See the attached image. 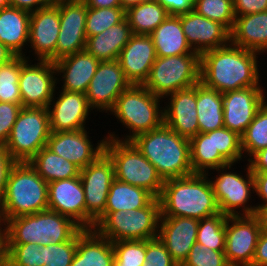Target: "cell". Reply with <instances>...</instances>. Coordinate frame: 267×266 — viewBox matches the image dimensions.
<instances>
[{
    "label": "cell",
    "instance_id": "6da1fadb",
    "mask_svg": "<svg viewBox=\"0 0 267 266\" xmlns=\"http://www.w3.org/2000/svg\"><path fill=\"white\" fill-rule=\"evenodd\" d=\"M257 52L229 43L200 55V82L220 93L261 86Z\"/></svg>",
    "mask_w": 267,
    "mask_h": 266
},
{
    "label": "cell",
    "instance_id": "7a4b0ae2",
    "mask_svg": "<svg viewBox=\"0 0 267 266\" xmlns=\"http://www.w3.org/2000/svg\"><path fill=\"white\" fill-rule=\"evenodd\" d=\"M209 174L165 180L159 197L161 217H189L197 220L220 213Z\"/></svg>",
    "mask_w": 267,
    "mask_h": 266
},
{
    "label": "cell",
    "instance_id": "3957f363",
    "mask_svg": "<svg viewBox=\"0 0 267 266\" xmlns=\"http://www.w3.org/2000/svg\"><path fill=\"white\" fill-rule=\"evenodd\" d=\"M131 142L155 166L162 179L194 174L191 166L190 140L164 123L136 136Z\"/></svg>",
    "mask_w": 267,
    "mask_h": 266
},
{
    "label": "cell",
    "instance_id": "277c9868",
    "mask_svg": "<svg viewBox=\"0 0 267 266\" xmlns=\"http://www.w3.org/2000/svg\"><path fill=\"white\" fill-rule=\"evenodd\" d=\"M48 210V183L29 162H17L11 169L0 201V221Z\"/></svg>",
    "mask_w": 267,
    "mask_h": 266
},
{
    "label": "cell",
    "instance_id": "5b68a950",
    "mask_svg": "<svg viewBox=\"0 0 267 266\" xmlns=\"http://www.w3.org/2000/svg\"><path fill=\"white\" fill-rule=\"evenodd\" d=\"M161 99L143 85H131L117 98L109 112L128 128L130 133L120 138L114 132H108L106 138L131 141L140 134L160 127L164 123Z\"/></svg>",
    "mask_w": 267,
    "mask_h": 266
},
{
    "label": "cell",
    "instance_id": "8992f818",
    "mask_svg": "<svg viewBox=\"0 0 267 266\" xmlns=\"http://www.w3.org/2000/svg\"><path fill=\"white\" fill-rule=\"evenodd\" d=\"M5 225L8 244L47 246L70 241L82 228L67 216L45 210L9 219Z\"/></svg>",
    "mask_w": 267,
    "mask_h": 266
},
{
    "label": "cell",
    "instance_id": "52a82bcc",
    "mask_svg": "<svg viewBox=\"0 0 267 266\" xmlns=\"http://www.w3.org/2000/svg\"><path fill=\"white\" fill-rule=\"evenodd\" d=\"M161 204L155 198L148 206L131 211L104 212L94 229L111 242L120 240H150L158 237Z\"/></svg>",
    "mask_w": 267,
    "mask_h": 266
},
{
    "label": "cell",
    "instance_id": "ba28073f",
    "mask_svg": "<svg viewBox=\"0 0 267 266\" xmlns=\"http://www.w3.org/2000/svg\"><path fill=\"white\" fill-rule=\"evenodd\" d=\"M104 152L113 162L115 178L133 186L142 187L159 198L164 180L155 166L131 141L107 138Z\"/></svg>",
    "mask_w": 267,
    "mask_h": 266
},
{
    "label": "cell",
    "instance_id": "9c48e42d",
    "mask_svg": "<svg viewBox=\"0 0 267 266\" xmlns=\"http://www.w3.org/2000/svg\"><path fill=\"white\" fill-rule=\"evenodd\" d=\"M199 82L200 55L183 54L156 57L143 86L164 99L169 94L191 88Z\"/></svg>",
    "mask_w": 267,
    "mask_h": 266
},
{
    "label": "cell",
    "instance_id": "30bf717a",
    "mask_svg": "<svg viewBox=\"0 0 267 266\" xmlns=\"http://www.w3.org/2000/svg\"><path fill=\"white\" fill-rule=\"evenodd\" d=\"M50 134L47 108L22 107L5 146L16 162H29L47 146Z\"/></svg>",
    "mask_w": 267,
    "mask_h": 266
},
{
    "label": "cell",
    "instance_id": "8fae6325",
    "mask_svg": "<svg viewBox=\"0 0 267 266\" xmlns=\"http://www.w3.org/2000/svg\"><path fill=\"white\" fill-rule=\"evenodd\" d=\"M233 165L235 164L213 169L212 171H218V175L209 178L219 210L227 216L255 215L256 205L248 204L251 194L255 193L254 177L249 163L246 165L247 170L244 169L247 173L244 176L241 173L231 172L230 169ZM245 176L246 178H244Z\"/></svg>",
    "mask_w": 267,
    "mask_h": 266
},
{
    "label": "cell",
    "instance_id": "7c38bea8",
    "mask_svg": "<svg viewBox=\"0 0 267 266\" xmlns=\"http://www.w3.org/2000/svg\"><path fill=\"white\" fill-rule=\"evenodd\" d=\"M86 202V229H94L95 221L104 213L110 186L115 179L112 160L104 152L80 170Z\"/></svg>",
    "mask_w": 267,
    "mask_h": 266
},
{
    "label": "cell",
    "instance_id": "4fadbf2b",
    "mask_svg": "<svg viewBox=\"0 0 267 266\" xmlns=\"http://www.w3.org/2000/svg\"><path fill=\"white\" fill-rule=\"evenodd\" d=\"M58 79L54 62L39 60L33 65L31 60L21 56L19 89L22 107L47 108L57 88L56 85L60 82Z\"/></svg>",
    "mask_w": 267,
    "mask_h": 266
},
{
    "label": "cell",
    "instance_id": "5bb4252c",
    "mask_svg": "<svg viewBox=\"0 0 267 266\" xmlns=\"http://www.w3.org/2000/svg\"><path fill=\"white\" fill-rule=\"evenodd\" d=\"M225 230L224 254L229 266H251L261 233L257 217L227 216Z\"/></svg>",
    "mask_w": 267,
    "mask_h": 266
},
{
    "label": "cell",
    "instance_id": "9a60e30c",
    "mask_svg": "<svg viewBox=\"0 0 267 266\" xmlns=\"http://www.w3.org/2000/svg\"><path fill=\"white\" fill-rule=\"evenodd\" d=\"M130 86L117 59L100 61L86 92L88 104L92 110L108 113Z\"/></svg>",
    "mask_w": 267,
    "mask_h": 266
},
{
    "label": "cell",
    "instance_id": "2e32d148",
    "mask_svg": "<svg viewBox=\"0 0 267 266\" xmlns=\"http://www.w3.org/2000/svg\"><path fill=\"white\" fill-rule=\"evenodd\" d=\"M59 6L60 33L56 44V61L85 50L87 5L84 0H56Z\"/></svg>",
    "mask_w": 267,
    "mask_h": 266
},
{
    "label": "cell",
    "instance_id": "e0dca14e",
    "mask_svg": "<svg viewBox=\"0 0 267 266\" xmlns=\"http://www.w3.org/2000/svg\"><path fill=\"white\" fill-rule=\"evenodd\" d=\"M262 86L246 87L222 93L224 127L242 136L266 101Z\"/></svg>",
    "mask_w": 267,
    "mask_h": 266
},
{
    "label": "cell",
    "instance_id": "ac0fdd59",
    "mask_svg": "<svg viewBox=\"0 0 267 266\" xmlns=\"http://www.w3.org/2000/svg\"><path fill=\"white\" fill-rule=\"evenodd\" d=\"M60 33L59 6L52 5L40 8L30 14L28 47L34 51L37 61H56V44Z\"/></svg>",
    "mask_w": 267,
    "mask_h": 266
},
{
    "label": "cell",
    "instance_id": "d6986e66",
    "mask_svg": "<svg viewBox=\"0 0 267 266\" xmlns=\"http://www.w3.org/2000/svg\"><path fill=\"white\" fill-rule=\"evenodd\" d=\"M48 104L51 132L75 131L85 129L89 113L93 111L86 94L59 89ZM61 91V92H60ZM56 101V102H55Z\"/></svg>",
    "mask_w": 267,
    "mask_h": 266
},
{
    "label": "cell",
    "instance_id": "ffe728a7",
    "mask_svg": "<svg viewBox=\"0 0 267 266\" xmlns=\"http://www.w3.org/2000/svg\"><path fill=\"white\" fill-rule=\"evenodd\" d=\"M86 129L75 131L51 132L47 141V147L55 154L63 157L71 163H74L80 169L95 161L102 153L106 136L98 140L97 146L92 144L91 137Z\"/></svg>",
    "mask_w": 267,
    "mask_h": 266
},
{
    "label": "cell",
    "instance_id": "44dd1931",
    "mask_svg": "<svg viewBox=\"0 0 267 266\" xmlns=\"http://www.w3.org/2000/svg\"><path fill=\"white\" fill-rule=\"evenodd\" d=\"M180 20L189 45L199 55L230 43V31L224 25L194 10L181 14Z\"/></svg>",
    "mask_w": 267,
    "mask_h": 266
},
{
    "label": "cell",
    "instance_id": "7402d4cb",
    "mask_svg": "<svg viewBox=\"0 0 267 266\" xmlns=\"http://www.w3.org/2000/svg\"><path fill=\"white\" fill-rule=\"evenodd\" d=\"M48 209L86 229V202L80 176L48 183Z\"/></svg>",
    "mask_w": 267,
    "mask_h": 266
},
{
    "label": "cell",
    "instance_id": "603a6c76",
    "mask_svg": "<svg viewBox=\"0 0 267 266\" xmlns=\"http://www.w3.org/2000/svg\"><path fill=\"white\" fill-rule=\"evenodd\" d=\"M156 57L151 36L133 34L117 60L131 85H143Z\"/></svg>",
    "mask_w": 267,
    "mask_h": 266
},
{
    "label": "cell",
    "instance_id": "cb8c5ba5",
    "mask_svg": "<svg viewBox=\"0 0 267 266\" xmlns=\"http://www.w3.org/2000/svg\"><path fill=\"white\" fill-rule=\"evenodd\" d=\"M169 97V98H168ZM165 98L169 100L163 108L164 124L187 139L199 133L196 109V85L176 91Z\"/></svg>",
    "mask_w": 267,
    "mask_h": 266
},
{
    "label": "cell",
    "instance_id": "d4e9b609",
    "mask_svg": "<svg viewBox=\"0 0 267 266\" xmlns=\"http://www.w3.org/2000/svg\"><path fill=\"white\" fill-rule=\"evenodd\" d=\"M199 220L189 217H161L158 238L181 266L196 242Z\"/></svg>",
    "mask_w": 267,
    "mask_h": 266
},
{
    "label": "cell",
    "instance_id": "484cf974",
    "mask_svg": "<svg viewBox=\"0 0 267 266\" xmlns=\"http://www.w3.org/2000/svg\"><path fill=\"white\" fill-rule=\"evenodd\" d=\"M99 63L100 61L86 50L55 61L56 76L60 75V80L63 81L62 90L86 94Z\"/></svg>",
    "mask_w": 267,
    "mask_h": 266
},
{
    "label": "cell",
    "instance_id": "4316f807",
    "mask_svg": "<svg viewBox=\"0 0 267 266\" xmlns=\"http://www.w3.org/2000/svg\"><path fill=\"white\" fill-rule=\"evenodd\" d=\"M230 43L261 55L267 53V11L236 16Z\"/></svg>",
    "mask_w": 267,
    "mask_h": 266
},
{
    "label": "cell",
    "instance_id": "83f0119b",
    "mask_svg": "<svg viewBox=\"0 0 267 266\" xmlns=\"http://www.w3.org/2000/svg\"><path fill=\"white\" fill-rule=\"evenodd\" d=\"M70 266H114L112 242L95 229L77 233L76 254Z\"/></svg>",
    "mask_w": 267,
    "mask_h": 266
},
{
    "label": "cell",
    "instance_id": "f1b7e54d",
    "mask_svg": "<svg viewBox=\"0 0 267 266\" xmlns=\"http://www.w3.org/2000/svg\"><path fill=\"white\" fill-rule=\"evenodd\" d=\"M30 14L27 10L12 6L0 10V43L28 60L30 58L23 50L29 44Z\"/></svg>",
    "mask_w": 267,
    "mask_h": 266
},
{
    "label": "cell",
    "instance_id": "f546056e",
    "mask_svg": "<svg viewBox=\"0 0 267 266\" xmlns=\"http://www.w3.org/2000/svg\"><path fill=\"white\" fill-rule=\"evenodd\" d=\"M132 35L131 26L125 17L100 34L88 37L85 50L99 61L116 60Z\"/></svg>",
    "mask_w": 267,
    "mask_h": 266
},
{
    "label": "cell",
    "instance_id": "4dcf8cb0",
    "mask_svg": "<svg viewBox=\"0 0 267 266\" xmlns=\"http://www.w3.org/2000/svg\"><path fill=\"white\" fill-rule=\"evenodd\" d=\"M150 36L157 57L198 54L187 41L182 30L180 15H169Z\"/></svg>",
    "mask_w": 267,
    "mask_h": 266
},
{
    "label": "cell",
    "instance_id": "1f68e13d",
    "mask_svg": "<svg viewBox=\"0 0 267 266\" xmlns=\"http://www.w3.org/2000/svg\"><path fill=\"white\" fill-rule=\"evenodd\" d=\"M196 109L199 133H207L224 127L222 93L196 84Z\"/></svg>",
    "mask_w": 267,
    "mask_h": 266
},
{
    "label": "cell",
    "instance_id": "d6a6232c",
    "mask_svg": "<svg viewBox=\"0 0 267 266\" xmlns=\"http://www.w3.org/2000/svg\"><path fill=\"white\" fill-rule=\"evenodd\" d=\"M155 198L148 190L115 178L109 189L104 212L137 210L148 206Z\"/></svg>",
    "mask_w": 267,
    "mask_h": 266
},
{
    "label": "cell",
    "instance_id": "836d02e7",
    "mask_svg": "<svg viewBox=\"0 0 267 266\" xmlns=\"http://www.w3.org/2000/svg\"><path fill=\"white\" fill-rule=\"evenodd\" d=\"M29 164L47 183L78 177L80 168L44 146Z\"/></svg>",
    "mask_w": 267,
    "mask_h": 266
},
{
    "label": "cell",
    "instance_id": "e575fe53",
    "mask_svg": "<svg viewBox=\"0 0 267 266\" xmlns=\"http://www.w3.org/2000/svg\"><path fill=\"white\" fill-rule=\"evenodd\" d=\"M191 166L193 173L208 174L209 169L220 168L230 163L215 150L213 131L198 133L190 139Z\"/></svg>",
    "mask_w": 267,
    "mask_h": 266
},
{
    "label": "cell",
    "instance_id": "d590c367",
    "mask_svg": "<svg viewBox=\"0 0 267 266\" xmlns=\"http://www.w3.org/2000/svg\"><path fill=\"white\" fill-rule=\"evenodd\" d=\"M168 16V11L156 0L142 2L125 11L135 35H150Z\"/></svg>",
    "mask_w": 267,
    "mask_h": 266
},
{
    "label": "cell",
    "instance_id": "8d00e7d4",
    "mask_svg": "<svg viewBox=\"0 0 267 266\" xmlns=\"http://www.w3.org/2000/svg\"><path fill=\"white\" fill-rule=\"evenodd\" d=\"M267 147V101L257 111L254 119L241 136L243 156L247 154V161L258 151Z\"/></svg>",
    "mask_w": 267,
    "mask_h": 266
},
{
    "label": "cell",
    "instance_id": "74e56055",
    "mask_svg": "<svg viewBox=\"0 0 267 266\" xmlns=\"http://www.w3.org/2000/svg\"><path fill=\"white\" fill-rule=\"evenodd\" d=\"M227 215L221 212L199 220L196 242L215 251L225 250Z\"/></svg>",
    "mask_w": 267,
    "mask_h": 266
},
{
    "label": "cell",
    "instance_id": "f35d334b",
    "mask_svg": "<svg viewBox=\"0 0 267 266\" xmlns=\"http://www.w3.org/2000/svg\"><path fill=\"white\" fill-rule=\"evenodd\" d=\"M21 71V56H16L10 62L0 66V102L22 105L19 89Z\"/></svg>",
    "mask_w": 267,
    "mask_h": 266
},
{
    "label": "cell",
    "instance_id": "ab89813d",
    "mask_svg": "<svg viewBox=\"0 0 267 266\" xmlns=\"http://www.w3.org/2000/svg\"><path fill=\"white\" fill-rule=\"evenodd\" d=\"M193 10L210 20L224 25L229 31L235 22L233 0H195Z\"/></svg>",
    "mask_w": 267,
    "mask_h": 266
},
{
    "label": "cell",
    "instance_id": "60d3db41",
    "mask_svg": "<svg viewBox=\"0 0 267 266\" xmlns=\"http://www.w3.org/2000/svg\"><path fill=\"white\" fill-rule=\"evenodd\" d=\"M125 18L122 7L91 8L87 6L86 38L100 34Z\"/></svg>",
    "mask_w": 267,
    "mask_h": 266
},
{
    "label": "cell",
    "instance_id": "b9f144b4",
    "mask_svg": "<svg viewBox=\"0 0 267 266\" xmlns=\"http://www.w3.org/2000/svg\"><path fill=\"white\" fill-rule=\"evenodd\" d=\"M114 266H143L146 255V240L114 241Z\"/></svg>",
    "mask_w": 267,
    "mask_h": 266
},
{
    "label": "cell",
    "instance_id": "7bdbcfd3",
    "mask_svg": "<svg viewBox=\"0 0 267 266\" xmlns=\"http://www.w3.org/2000/svg\"><path fill=\"white\" fill-rule=\"evenodd\" d=\"M213 144L215 150H218L230 164H236L245 158L241 149V136L226 127L213 131Z\"/></svg>",
    "mask_w": 267,
    "mask_h": 266
},
{
    "label": "cell",
    "instance_id": "ee69618b",
    "mask_svg": "<svg viewBox=\"0 0 267 266\" xmlns=\"http://www.w3.org/2000/svg\"><path fill=\"white\" fill-rule=\"evenodd\" d=\"M76 248L77 234L70 241L41 245L43 266H70L76 254Z\"/></svg>",
    "mask_w": 267,
    "mask_h": 266
},
{
    "label": "cell",
    "instance_id": "f6af8a7d",
    "mask_svg": "<svg viewBox=\"0 0 267 266\" xmlns=\"http://www.w3.org/2000/svg\"><path fill=\"white\" fill-rule=\"evenodd\" d=\"M41 245L34 243L8 244L7 266H43Z\"/></svg>",
    "mask_w": 267,
    "mask_h": 266
},
{
    "label": "cell",
    "instance_id": "bcb514c9",
    "mask_svg": "<svg viewBox=\"0 0 267 266\" xmlns=\"http://www.w3.org/2000/svg\"><path fill=\"white\" fill-rule=\"evenodd\" d=\"M181 266H229V264L224 251H215L195 242Z\"/></svg>",
    "mask_w": 267,
    "mask_h": 266
},
{
    "label": "cell",
    "instance_id": "7dc6e473",
    "mask_svg": "<svg viewBox=\"0 0 267 266\" xmlns=\"http://www.w3.org/2000/svg\"><path fill=\"white\" fill-rule=\"evenodd\" d=\"M144 259L143 266H178L158 237L146 240V255Z\"/></svg>",
    "mask_w": 267,
    "mask_h": 266
},
{
    "label": "cell",
    "instance_id": "c3c4849f",
    "mask_svg": "<svg viewBox=\"0 0 267 266\" xmlns=\"http://www.w3.org/2000/svg\"><path fill=\"white\" fill-rule=\"evenodd\" d=\"M22 109L21 104L0 102V144L8 141L13 125Z\"/></svg>",
    "mask_w": 267,
    "mask_h": 266
},
{
    "label": "cell",
    "instance_id": "681fc988",
    "mask_svg": "<svg viewBox=\"0 0 267 266\" xmlns=\"http://www.w3.org/2000/svg\"><path fill=\"white\" fill-rule=\"evenodd\" d=\"M16 163L6 146L0 144V201L5 194L9 173Z\"/></svg>",
    "mask_w": 267,
    "mask_h": 266
},
{
    "label": "cell",
    "instance_id": "f907efd6",
    "mask_svg": "<svg viewBox=\"0 0 267 266\" xmlns=\"http://www.w3.org/2000/svg\"><path fill=\"white\" fill-rule=\"evenodd\" d=\"M236 16L267 11V0H233Z\"/></svg>",
    "mask_w": 267,
    "mask_h": 266
},
{
    "label": "cell",
    "instance_id": "816d5d0a",
    "mask_svg": "<svg viewBox=\"0 0 267 266\" xmlns=\"http://www.w3.org/2000/svg\"><path fill=\"white\" fill-rule=\"evenodd\" d=\"M169 15H181L193 10L195 0H156Z\"/></svg>",
    "mask_w": 267,
    "mask_h": 266
},
{
    "label": "cell",
    "instance_id": "f5cc1de1",
    "mask_svg": "<svg viewBox=\"0 0 267 266\" xmlns=\"http://www.w3.org/2000/svg\"><path fill=\"white\" fill-rule=\"evenodd\" d=\"M254 177V192L263 201L256 207H267V172H252Z\"/></svg>",
    "mask_w": 267,
    "mask_h": 266
},
{
    "label": "cell",
    "instance_id": "db71d44e",
    "mask_svg": "<svg viewBox=\"0 0 267 266\" xmlns=\"http://www.w3.org/2000/svg\"><path fill=\"white\" fill-rule=\"evenodd\" d=\"M251 266H267V233L259 235Z\"/></svg>",
    "mask_w": 267,
    "mask_h": 266
},
{
    "label": "cell",
    "instance_id": "11a10c76",
    "mask_svg": "<svg viewBox=\"0 0 267 266\" xmlns=\"http://www.w3.org/2000/svg\"><path fill=\"white\" fill-rule=\"evenodd\" d=\"M10 6L24 9L29 12L36 11L40 8L52 5L56 0H9Z\"/></svg>",
    "mask_w": 267,
    "mask_h": 266
},
{
    "label": "cell",
    "instance_id": "9f6ffc18",
    "mask_svg": "<svg viewBox=\"0 0 267 266\" xmlns=\"http://www.w3.org/2000/svg\"><path fill=\"white\" fill-rule=\"evenodd\" d=\"M248 163L252 172H267V147L256 152Z\"/></svg>",
    "mask_w": 267,
    "mask_h": 266
},
{
    "label": "cell",
    "instance_id": "6f0895ef",
    "mask_svg": "<svg viewBox=\"0 0 267 266\" xmlns=\"http://www.w3.org/2000/svg\"><path fill=\"white\" fill-rule=\"evenodd\" d=\"M7 265H8V231L5 223L0 221V266H7Z\"/></svg>",
    "mask_w": 267,
    "mask_h": 266
},
{
    "label": "cell",
    "instance_id": "680465c9",
    "mask_svg": "<svg viewBox=\"0 0 267 266\" xmlns=\"http://www.w3.org/2000/svg\"><path fill=\"white\" fill-rule=\"evenodd\" d=\"M91 8H115L122 7L120 0H84Z\"/></svg>",
    "mask_w": 267,
    "mask_h": 266
},
{
    "label": "cell",
    "instance_id": "91938a15",
    "mask_svg": "<svg viewBox=\"0 0 267 266\" xmlns=\"http://www.w3.org/2000/svg\"><path fill=\"white\" fill-rule=\"evenodd\" d=\"M255 216L259 221L261 232L267 233V207H256Z\"/></svg>",
    "mask_w": 267,
    "mask_h": 266
},
{
    "label": "cell",
    "instance_id": "94428289",
    "mask_svg": "<svg viewBox=\"0 0 267 266\" xmlns=\"http://www.w3.org/2000/svg\"><path fill=\"white\" fill-rule=\"evenodd\" d=\"M16 56L8 47L0 43V66L10 62Z\"/></svg>",
    "mask_w": 267,
    "mask_h": 266
},
{
    "label": "cell",
    "instance_id": "6125c7cd",
    "mask_svg": "<svg viewBox=\"0 0 267 266\" xmlns=\"http://www.w3.org/2000/svg\"><path fill=\"white\" fill-rule=\"evenodd\" d=\"M145 1L148 0H120L121 6L125 11Z\"/></svg>",
    "mask_w": 267,
    "mask_h": 266
},
{
    "label": "cell",
    "instance_id": "be15d7a7",
    "mask_svg": "<svg viewBox=\"0 0 267 266\" xmlns=\"http://www.w3.org/2000/svg\"><path fill=\"white\" fill-rule=\"evenodd\" d=\"M10 6L9 0H0V10Z\"/></svg>",
    "mask_w": 267,
    "mask_h": 266
}]
</instances>
